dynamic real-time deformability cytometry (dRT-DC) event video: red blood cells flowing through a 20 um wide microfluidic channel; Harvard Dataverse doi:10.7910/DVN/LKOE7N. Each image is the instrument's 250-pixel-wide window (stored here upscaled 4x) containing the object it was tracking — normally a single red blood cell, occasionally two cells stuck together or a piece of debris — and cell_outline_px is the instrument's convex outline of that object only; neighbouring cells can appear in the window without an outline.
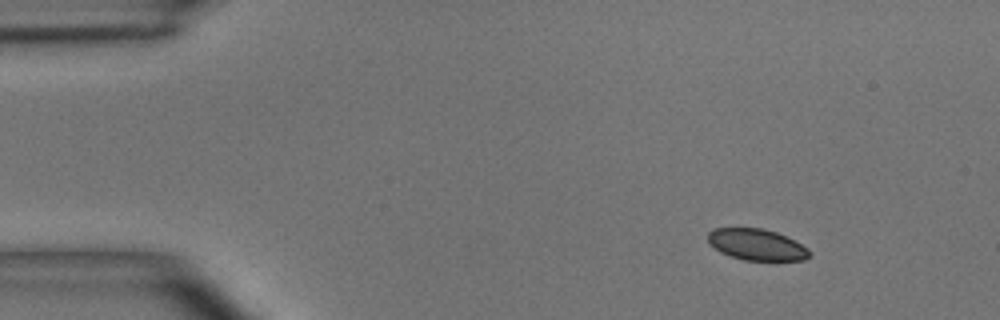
{"species": "common noctule bat (a hibernating species)", "species_latin": "Nyctalus noctula", "temperature_condition": "room temperature", "stored_images_in_passage": 43, "camera_frame_rate_fps": 3000, "um_per_image_px": 0.085, "animal": {"sex": "male", "body_mass_g": 15.6}, "frame": {"image": 1, "passage_image": 1, "time_ms": 0.0, "image_size_px": [1000, 320], "cell_outline_px": [[812, 256], [804, 260], [744, 260], [720, 252], [708, 240], [708, 232], [712, 228], [760, 228], [776, 232], [808, 248], [812, 252]], "centroid_in_image_um": [64.34, 20.79], "position_along_channel_um": 20.7, "area_um2": 18.32}}
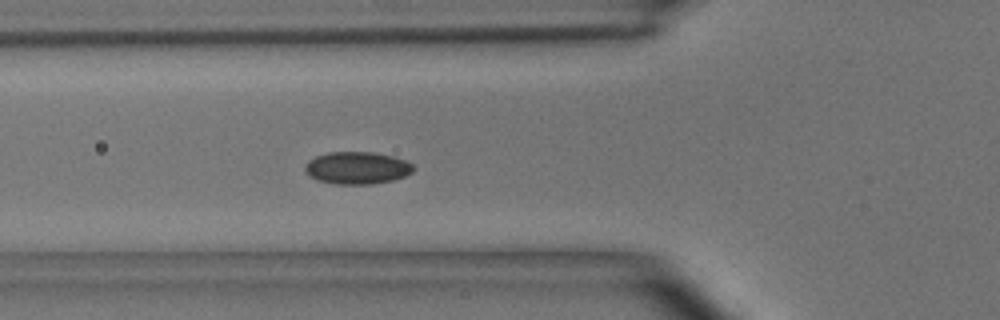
{"frame": {"image": 2, "passage_image": 13, "time_ms": 4.0, "image_size_px": [1000, 320], "cell_outline_px": [[416, 168], [412, 172], [404, 176], [392, 180], [372, 184], [336, 184], [316, 180], [308, 176], [304, 172], [304, 164], [308, 160], [316, 156], [328, 152], [376, 152], [392, 156], [404, 160], [412, 164]], "centroid_in_image_um": [30.31, 14.27], "position_along_channel_um": 95.5, "area_um2": 20.63}}
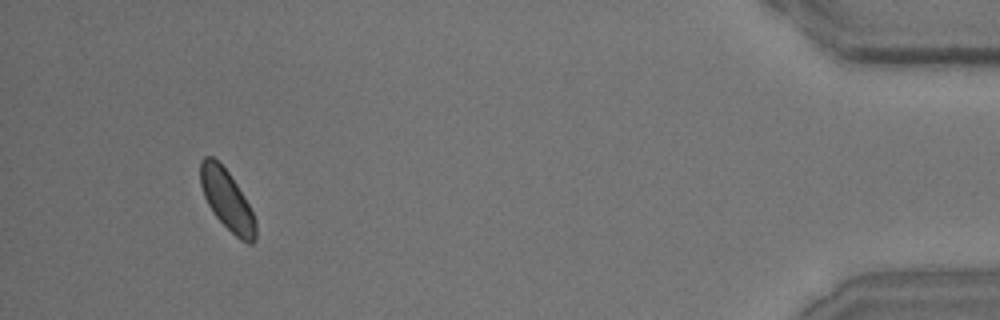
{"frame": {"image": 3, "passage_image": 43, "time_ms": 14.0, "image_size_px": [1000, 320], "cell_outline_px": [[256, 240], [252, 244], [248, 244], [240, 240], [212, 212], [204, 196], [200, 184], [200, 160], [204, 156], [212, 156], [228, 172], [244, 196], [256, 220]], "centroid_in_image_um": [19.29, 17.01], "position_along_channel_um": 415.9, "area_um2": 19.19}, "authors_computed_cell_mechanics": {"area_um2": 19.941, "velocity_mm_per_s": 3.8925, "shape_relaxation_time_tau1_ms": 3.9867, "shape_relaxation_time_tau2_ms": 6.8341, "deformation_change_tau1": 0.0582, "deformation_change_tau2": 0.0731}}